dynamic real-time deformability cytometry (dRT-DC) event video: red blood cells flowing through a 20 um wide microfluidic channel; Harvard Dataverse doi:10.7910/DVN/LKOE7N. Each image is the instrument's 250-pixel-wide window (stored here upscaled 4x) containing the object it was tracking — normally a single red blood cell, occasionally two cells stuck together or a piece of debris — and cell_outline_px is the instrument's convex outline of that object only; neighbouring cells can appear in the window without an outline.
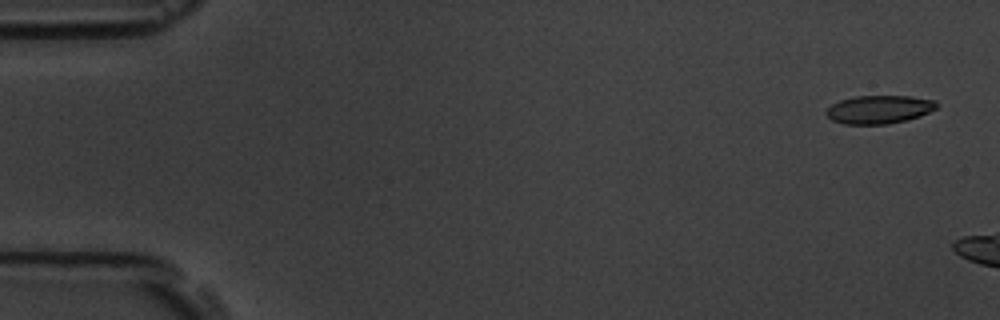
{"species": "common noctule bat (a hibernating species)", "species_latin": "Nyctalus noctula", "temperature_condition": "room temperature", "stored_images_in_passage": 3, "camera_frame_rate_fps": 3000, "um_per_image_px": 0.085, "animal": {"sex": "male", "body_mass_g": 19.5, "forearm_length_mm": 54.6}, "frame": {"image": 1, "passage_image": 1, "time_ms": 0.0, "image_size_px": [1000, 320], "cell_outline_px": [[936, 108], [920, 116], [888, 124], [844, 124], [832, 120], [824, 112], [832, 104], [840, 100], [856, 96], [908, 96], [936, 100]], "centroid_in_image_um": [74.7, 9.3], "position_along_channel_um": 10.3, "area_um2": 18.03}}